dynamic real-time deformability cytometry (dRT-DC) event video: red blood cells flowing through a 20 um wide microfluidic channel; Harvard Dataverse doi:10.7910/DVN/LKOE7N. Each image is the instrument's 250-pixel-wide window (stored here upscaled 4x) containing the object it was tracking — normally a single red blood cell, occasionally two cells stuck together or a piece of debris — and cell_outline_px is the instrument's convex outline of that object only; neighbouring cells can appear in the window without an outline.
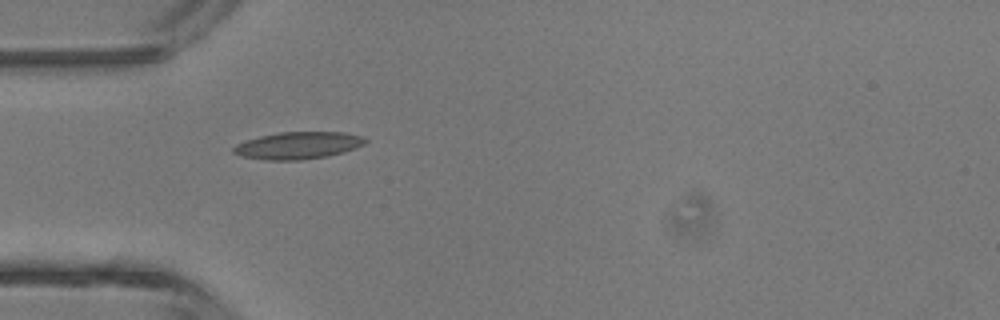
{"species": "common noctule bat (a hibernating species)", "species_latin": "Nyctalus noctula", "temperature_condition": "room temperature", "stored_images_in_passage": 2, "camera_frame_rate_fps": 3000, "um_per_image_px": 0.085, "animal": {"sex": "male", "body_mass_g": 13.3}, "frame": {"image": 1, "passage_image": 1, "time_ms": 0.0, "image_size_px": [1000, 320], "cell_outline_px": [[368, 140], [364, 144], [356, 148], [344, 152], [328, 156], [300, 160], [268, 160], [240, 156], [232, 152], [232, 148], [236, 144], [244, 140], [276, 132], [344, 132], [364, 136]], "centroid_in_image_um": [25.33, 12.36], "position_along_channel_um": 59.7, "area_um2": 21.1}}
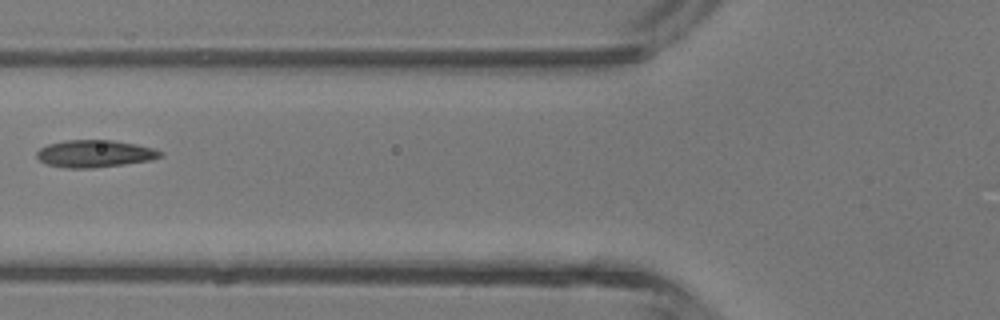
{"frame": {"image": 2, "passage_image": 2, "time_ms": 1.333, "image_size_px": [1000, 320], "cell_outline_px": [[164, 156], [152, 160], [124, 164], [92, 168], [68, 168], [48, 164], [40, 160], [36, 156], [36, 152], [40, 148], [48, 144], [64, 140], [112, 140], [136, 144], [152, 148], [164, 152]], "centroid_in_image_um": [8.08, 13.06], "position_along_channel_um": 117.7, "area_um2": 19.65}}